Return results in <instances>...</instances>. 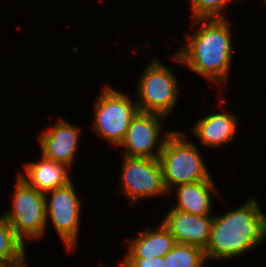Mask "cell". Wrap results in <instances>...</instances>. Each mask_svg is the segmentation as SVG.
I'll return each instance as SVG.
<instances>
[{
    "label": "cell",
    "instance_id": "obj_9",
    "mask_svg": "<svg viewBox=\"0 0 266 267\" xmlns=\"http://www.w3.org/2000/svg\"><path fill=\"white\" fill-rule=\"evenodd\" d=\"M166 118L161 114L138 111L131 120L123 141L118 146L124 147L123 155L127 157L159 158L168 136L173 132H165L164 136H161L160 133L164 131L161 120Z\"/></svg>",
    "mask_w": 266,
    "mask_h": 267
},
{
    "label": "cell",
    "instance_id": "obj_20",
    "mask_svg": "<svg viewBox=\"0 0 266 267\" xmlns=\"http://www.w3.org/2000/svg\"><path fill=\"white\" fill-rule=\"evenodd\" d=\"M119 265V267H123V265L120 263V264H118ZM99 267H107L106 265H102V264H100V266Z\"/></svg>",
    "mask_w": 266,
    "mask_h": 267
},
{
    "label": "cell",
    "instance_id": "obj_13",
    "mask_svg": "<svg viewBox=\"0 0 266 267\" xmlns=\"http://www.w3.org/2000/svg\"><path fill=\"white\" fill-rule=\"evenodd\" d=\"M24 166L26 175L19 173L17 176L37 191L46 193L71 182L66 164L48 160L42 155L39 162H28Z\"/></svg>",
    "mask_w": 266,
    "mask_h": 267
},
{
    "label": "cell",
    "instance_id": "obj_18",
    "mask_svg": "<svg viewBox=\"0 0 266 267\" xmlns=\"http://www.w3.org/2000/svg\"><path fill=\"white\" fill-rule=\"evenodd\" d=\"M232 0H190L192 20L226 18L222 10Z\"/></svg>",
    "mask_w": 266,
    "mask_h": 267
},
{
    "label": "cell",
    "instance_id": "obj_10",
    "mask_svg": "<svg viewBox=\"0 0 266 267\" xmlns=\"http://www.w3.org/2000/svg\"><path fill=\"white\" fill-rule=\"evenodd\" d=\"M80 128L63 119L39 136L41 155L51 161L66 164L69 169L78 150Z\"/></svg>",
    "mask_w": 266,
    "mask_h": 267
},
{
    "label": "cell",
    "instance_id": "obj_16",
    "mask_svg": "<svg viewBox=\"0 0 266 267\" xmlns=\"http://www.w3.org/2000/svg\"><path fill=\"white\" fill-rule=\"evenodd\" d=\"M25 246L2 215L0 217V267H26Z\"/></svg>",
    "mask_w": 266,
    "mask_h": 267
},
{
    "label": "cell",
    "instance_id": "obj_6",
    "mask_svg": "<svg viewBox=\"0 0 266 267\" xmlns=\"http://www.w3.org/2000/svg\"><path fill=\"white\" fill-rule=\"evenodd\" d=\"M15 186L12 207L3 216L14 229L15 235L25 244L26 238H42L46 231L45 196L19 176Z\"/></svg>",
    "mask_w": 266,
    "mask_h": 267
},
{
    "label": "cell",
    "instance_id": "obj_8",
    "mask_svg": "<svg viewBox=\"0 0 266 267\" xmlns=\"http://www.w3.org/2000/svg\"><path fill=\"white\" fill-rule=\"evenodd\" d=\"M121 192L133 202L144 197L169 194L159 158L127 157L123 155Z\"/></svg>",
    "mask_w": 266,
    "mask_h": 267
},
{
    "label": "cell",
    "instance_id": "obj_15",
    "mask_svg": "<svg viewBox=\"0 0 266 267\" xmlns=\"http://www.w3.org/2000/svg\"><path fill=\"white\" fill-rule=\"evenodd\" d=\"M177 204L173 206L176 210L199 216L210 215L212 206V192L217 194L212 177L207 181L181 184L176 186Z\"/></svg>",
    "mask_w": 266,
    "mask_h": 267
},
{
    "label": "cell",
    "instance_id": "obj_14",
    "mask_svg": "<svg viewBox=\"0 0 266 267\" xmlns=\"http://www.w3.org/2000/svg\"><path fill=\"white\" fill-rule=\"evenodd\" d=\"M175 243L169 229L161 221L155 231L147 229L131 239L124 258L164 257Z\"/></svg>",
    "mask_w": 266,
    "mask_h": 267
},
{
    "label": "cell",
    "instance_id": "obj_3",
    "mask_svg": "<svg viewBox=\"0 0 266 267\" xmlns=\"http://www.w3.org/2000/svg\"><path fill=\"white\" fill-rule=\"evenodd\" d=\"M185 138V133L173 131L159 156L164 184L169 194L178 185L207 181L212 177L199 149Z\"/></svg>",
    "mask_w": 266,
    "mask_h": 267
},
{
    "label": "cell",
    "instance_id": "obj_4",
    "mask_svg": "<svg viewBox=\"0 0 266 267\" xmlns=\"http://www.w3.org/2000/svg\"><path fill=\"white\" fill-rule=\"evenodd\" d=\"M94 104L93 128L104 140L115 146L123 141L131 120L138 113L136 101L125 93L106 86Z\"/></svg>",
    "mask_w": 266,
    "mask_h": 267
},
{
    "label": "cell",
    "instance_id": "obj_2",
    "mask_svg": "<svg viewBox=\"0 0 266 267\" xmlns=\"http://www.w3.org/2000/svg\"><path fill=\"white\" fill-rule=\"evenodd\" d=\"M252 197L240 207L214 215L205 249L207 260L239 257L266 238V215Z\"/></svg>",
    "mask_w": 266,
    "mask_h": 267
},
{
    "label": "cell",
    "instance_id": "obj_12",
    "mask_svg": "<svg viewBox=\"0 0 266 267\" xmlns=\"http://www.w3.org/2000/svg\"><path fill=\"white\" fill-rule=\"evenodd\" d=\"M193 126L192 132L209 147H221L234 140L238 120L233 113L205 114Z\"/></svg>",
    "mask_w": 266,
    "mask_h": 267
},
{
    "label": "cell",
    "instance_id": "obj_1",
    "mask_svg": "<svg viewBox=\"0 0 266 267\" xmlns=\"http://www.w3.org/2000/svg\"><path fill=\"white\" fill-rule=\"evenodd\" d=\"M192 21L200 27L192 35L185 34L188 43L171 58L212 82L225 84L233 57L229 21L226 18Z\"/></svg>",
    "mask_w": 266,
    "mask_h": 267
},
{
    "label": "cell",
    "instance_id": "obj_17",
    "mask_svg": "<svg viewBox=\"0 0 266 267\" xmlns=\"http://www.w3.org/2000/svg\"><path fill=\"white\" fill-rule=\"evenodd\" d=\"M164 261L165 267H199L208 262L204 249L177 242L164 256Z\"/></svg>",
    "mask_w": 266,
    "mask_h": 267
},
{
    "label": "cell",
    "instance_id": "obj_11",
    "mask_svg": "<svg viewBox=\"0 0 266 267\" xmlns=\"http://www.w3.org/2000/svg\"><path fill=\"white\" fill-rule=\"evenodd\" d=\"M162 223L177 243L206 249L214 216H199L171 208Z\"/></svg>",
    "mask_w": 266,
    "mask_h": 267
},
{
    "label": "cell",
    "instance_id": "obj_19",
    "mask_svg": "<svg viewBox=\"0 0 266 267\" xmlns=\"http://www.w3.org/2000/svg\"><path fill=\"white\" fill-rule=\"evenodd\" d=\"M121 261L119 263L124 267H165L164 257L124 258Z\"/></svg>",
    "mask_w": 266,
    "mask_h": 267
},
{
    "label": "cell",
    "instance_id": "obj_5",
    "mask_svg": "<svg viewBox=\"0 0 266 267\" xmlns=\"http://www.w3.org/2000/svg\"><path fill=\"white\" fill-rule=\"evenodd\" d=\"M150 63L137 82L138 110L170 116L178 101V80L158 59L153 58Z\"/></svg>",
    "mask_w": 266,
    "mask_h": 267
},
{
    "label": "cell",
    "instance_id": "obj_7",
    "mask_svg": "<svg viewBox=\"0 0 266 267\" xmlns=\"http://www.w3.org/2000/svg\"><path fill=\"white\" fill-rule=\"evenodd\" d=\"M44 196L46 224L48 225L50 219L67 250H74L78 240L82 209L74 183L71 181L64 186L50 190L44 193Z\"/></svg>",
    "mask_w": 266,
    "mask_h": 267
},
{
    "label": "cell",
    "instance_id": "obj_21",
    "mask_svg": "<svg viewBox=\"0 0 266 267\" xmlns=\"http://www.w3.org/2000/svg\"><path fill=\"white\" fill-rule=\"evenodd\" d=\"M199 267H209V266H204V263H202Z\"/></svg>",
    "mask_w": 266,
    "mask_h": 267
}]
</instances>
